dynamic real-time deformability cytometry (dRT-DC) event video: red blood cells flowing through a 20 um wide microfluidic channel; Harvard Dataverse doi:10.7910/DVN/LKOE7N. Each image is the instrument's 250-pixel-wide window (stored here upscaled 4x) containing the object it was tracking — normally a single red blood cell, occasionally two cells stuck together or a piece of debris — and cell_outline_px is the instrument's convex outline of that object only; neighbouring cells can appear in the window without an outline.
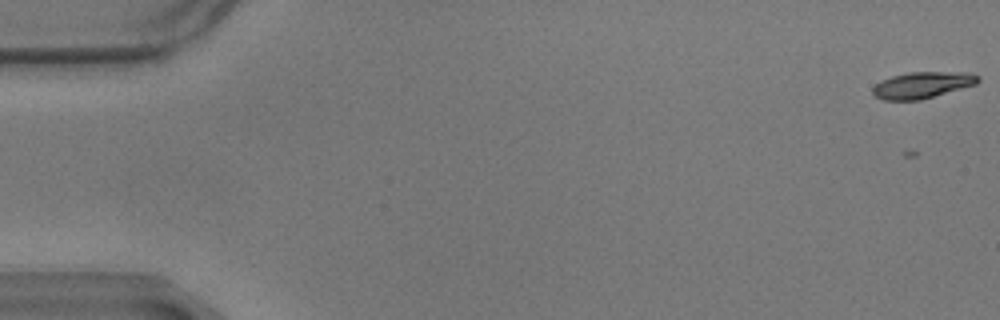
{"species": "common noctule bat (a hibernating species)", "species_latin": "Nyctalus noctula", "temperature_condition": "warm", "stored_images_in_passage": 5, "camera_frame_rate_fps": 3000, "um_per_image_px": 0.085, "animal": {"sex": "male", "body_mass_g": 17.9}, "frame": {"image": 1, "passage_image": 1, "time_ms": 0.0, "image_size_px": [1000, 320], "cell_outline_px": [[980, 80], [976, 84], [920, 100], [884, 100], [876, 96], [872, 92], [872, 88], [876, 84], [892, 76], [908, 72], [968, 72], [980, 76]], "centroid_in_image_um": [78.42, 7.22], "position_along_channel_um": 6.6, "area_um2": 16.07}}